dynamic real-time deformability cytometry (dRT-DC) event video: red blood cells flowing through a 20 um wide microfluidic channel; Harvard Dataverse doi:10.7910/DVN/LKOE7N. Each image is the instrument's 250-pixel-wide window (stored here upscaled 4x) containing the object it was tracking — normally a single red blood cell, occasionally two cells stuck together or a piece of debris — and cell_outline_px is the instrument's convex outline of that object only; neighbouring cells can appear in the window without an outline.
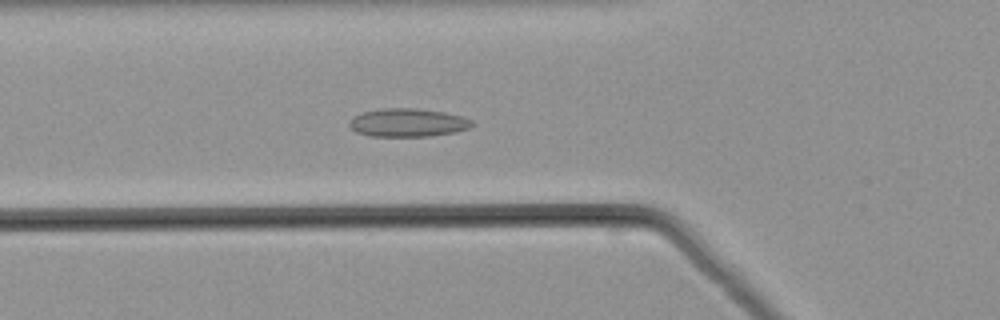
{"species": "common noctule bat (a hibernating species)", "species_latin": "Nyctalus noctula", "temperature_condition": "warm", "stored_images_in_passage": 45, "camera_frame_rate_fps": 3000, "um_per_image_px": 0.085, "animal": {"sex": "male", "body_mass_g": 21.5, "forearm_length_mm": 52.0}, "frame": {"image": 1, "passage_image": 12, "time_ms": 3.667, "image_size_px": [1000, 320], "cell_outline_px": [[476, 124], [472, 128], [456, 132], [428, 136], [372, 136], [356, 132], [348, 124], [352, 116], [364, 112], [380, 108], [416, 108], [444, 112], [464, 116], [472, 120]], "centroid_in_image_um": [34.72, 10.42], "position_along_channel_um": 91.1, "area_um2": 20.46}}
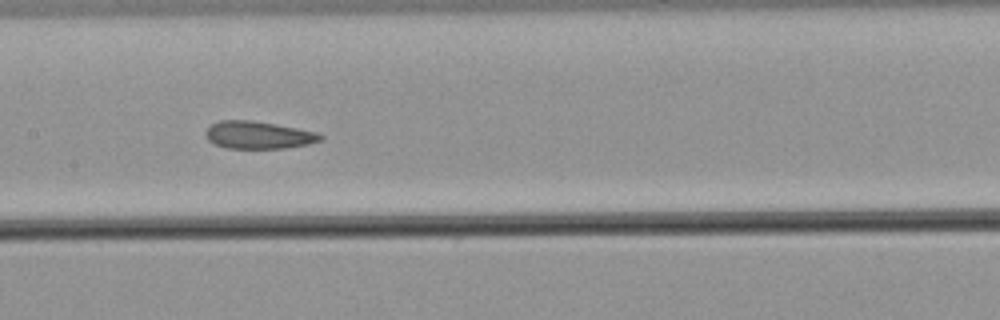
{"frame": {"image": 2, "passage_image": 19, "time_ms": 6.0, "image_size_px": [1000, 320], "cell_outline_px": [[324, 140], [308, 144], [284, 148], [228, 148], [216, 144], [208, 140], [204, 136], [204, 132], [212, 124], [220, 120], [252, 120], [276, 124], [316, 132], [324, 136]], "centroid_in_image_um": [21.96, 11.47], "position_along_channel_um": 185.4, "area_um2": 18.38}}
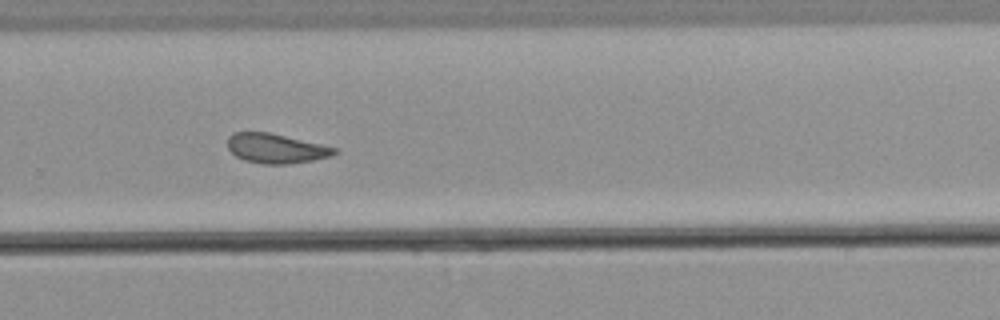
{"frame": {"image": 3, "passage_image": 28, "time_ms": 9.0, "image_size_px": [1000, 320], "cell_outline_px": [[336, 152], [332, 156], [312, 160], [288, 164], [260, 164], [244, 160], [236, 156], [228, 148], [228, 136], [232, 132], [268, 132], [320, 144], [336, 148]], "centroid_in_image_um": [23.41, 12.62], "position_along_channel_um": 306.4, "area_um2": 18.26}}